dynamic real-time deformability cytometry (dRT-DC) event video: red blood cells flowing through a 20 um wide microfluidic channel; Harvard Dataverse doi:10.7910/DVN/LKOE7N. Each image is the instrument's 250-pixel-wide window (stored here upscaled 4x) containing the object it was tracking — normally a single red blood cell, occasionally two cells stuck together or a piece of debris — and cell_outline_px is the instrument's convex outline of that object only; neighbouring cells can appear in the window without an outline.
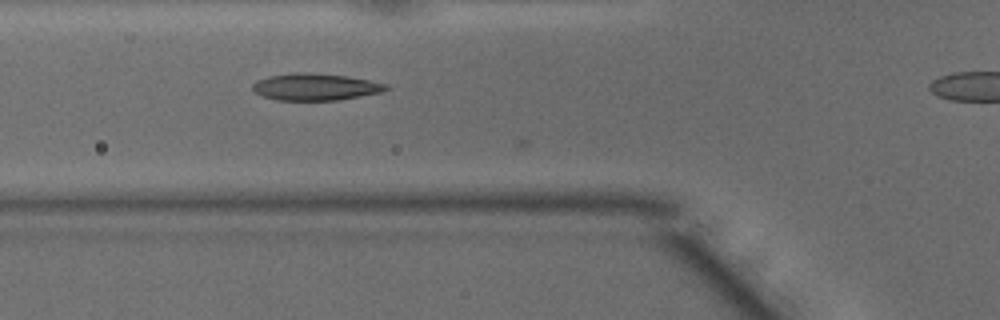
{"species": "common noctule bat (a hibernating species)", "species_latin": "Nyctalus noctula", "temperature_condition": "warm", "stored_images_in_passage": 12, "camera_frame_rate_fps": 3000, "um_per_image_px": 0.085, "animal": {"sex": "male", "body_mass_g": 15.6}, "frame": {"image": 1, "passage_image": 11, "time_ms": 3.333, "image_size_px": [1000, 320], "cell_outline_px": [[388, 88], [380, 92], [336, 100], [276, 100], [260, 96], [252, 92], [252, 84], [256, 80], [268, 76], [292, 72], [308, 72], [348, 76], [388, 84]], "centroid_in_image_um": [26.71, 7.37], "position_along_channel_um": 99.1, "area_um2": 21.04}}